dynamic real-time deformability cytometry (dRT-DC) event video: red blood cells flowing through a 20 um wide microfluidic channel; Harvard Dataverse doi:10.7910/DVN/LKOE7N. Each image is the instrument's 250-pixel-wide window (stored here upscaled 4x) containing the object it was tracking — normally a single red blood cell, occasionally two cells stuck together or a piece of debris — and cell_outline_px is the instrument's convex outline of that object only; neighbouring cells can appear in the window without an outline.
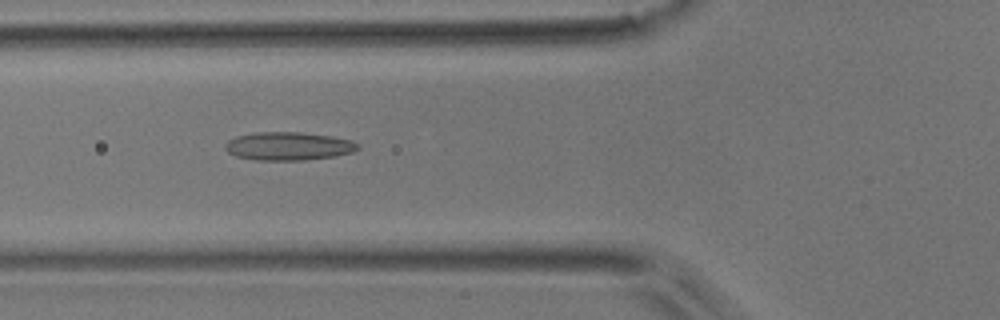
{"species": "common noctule bat (a hibernating species)", "species_latin": "Nyctalus noctula", "temperature_condition": "room temperature", "stored_images_in_passage": 33, "camera_frame_rate_fps": 3000, "um_per_image_px": 0.085, "animal": {"sex": "male", "body_mass_g": 17.9}, "frame": {"image": 1, "passage_image": 8, "time_ms": 2.333, "image_size_px": [1000, 320], "cell_outline_px": [[360, 148], [352, 152], [336, 156], [304, 160], [256, 160], [236, 156], [228, 152], [224, 148], [224, 144], [228, 140], [236, 136], [256, 132], [300, 132], [332, 136], [352, 140], [360, 144]], "centroid_in_image_um": [24.53, 12.42], "position_along_channel_um": 101.3, "area_um2": 22.02}}
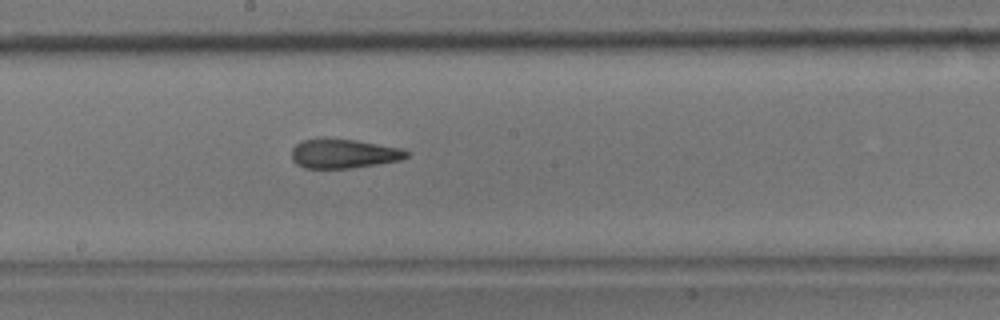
{"frame": {"image": 2, "passage_image": 17, "time_ms": 5.333, "image_size_px": [1000, 320], "cell_outline_px": [[408, 156], [400, 160], [352, 168], [304, 168], [296, 164], [292, 160], [292, 148], [296, 144], [304, 140], [356, 140], [404, 148], [408, 152]], "centroid_in_image_um": [29.24, 13.08], "position_along_channel_um": 219.0, "area_um2": 19.25}}
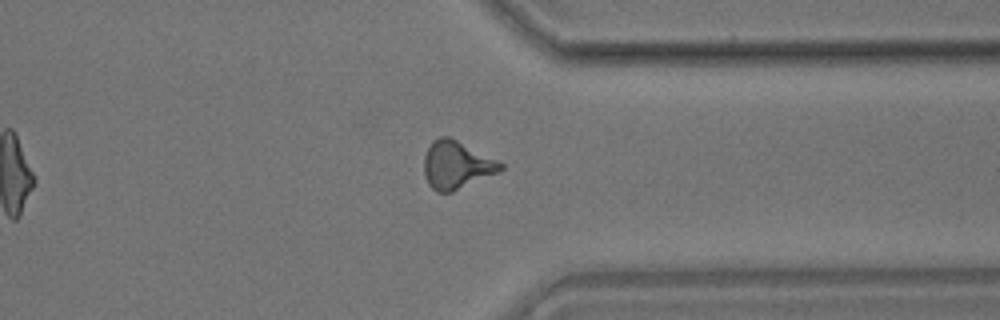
{"frame": {"image": 3, "passage_image": 29, "time_ms": 9.333, "image_size_px": [1000, 320], "cell_outline_px": [[504, 168], [500, 172], [452, 192], [436, 192], [428, 184], [424, 176], [424, 156], [432, 140], [440, 136], [448, 136], [504, 164]], "centroid_in_image_um": [38.78, 14.04], "position_along_channel_um": 372.6, "area_um2": 21.21}, "authors_computed_cell_mechanics": {"area_um2": 20.23, "velocity_mm_per_s": 3.9097, "shape_relaxation_time_tau1_ms": null, "shape_relaxation_time_tau2_ms": 2.6509, "deformation_change_tau1": null, "deformation_change_tau2": 0.1378}}